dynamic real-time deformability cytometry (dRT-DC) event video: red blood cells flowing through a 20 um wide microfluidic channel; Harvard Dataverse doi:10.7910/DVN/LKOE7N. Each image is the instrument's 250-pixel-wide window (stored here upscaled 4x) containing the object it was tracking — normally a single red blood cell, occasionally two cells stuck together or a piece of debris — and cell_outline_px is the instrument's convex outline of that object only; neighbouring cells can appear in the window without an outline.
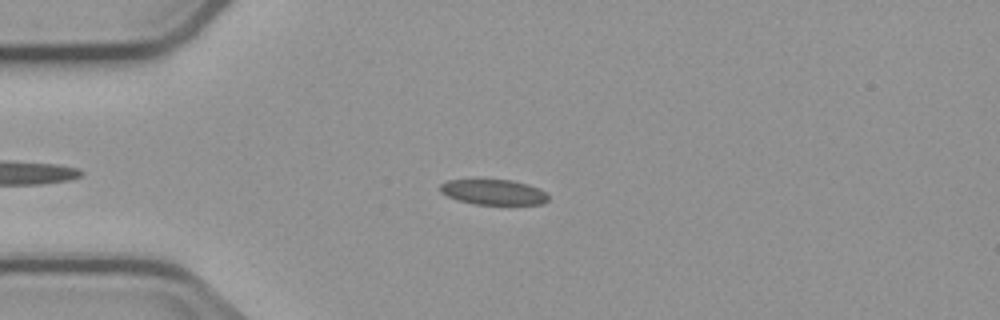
{"species": "common noctule bat (a hibernating species)", "species_latin": "Nyctalus noctula", "temperature_condition": "cold", "stored_images_in_passage": 3, "camera_frame_rate_fps": 3000, "um_per_image_px": 0.085, "animal": {"sex": "male", "body_mass_g": 23.1, "forearm_length_mm": 52.7}, "frame": {"image": 1, "passage_image": 3, "time_ms": 3.0, "image_size_px": [1000, 320], "cell_outline_px": [[548, 200], [544, 204], [476, 204], [456, 200], [440, 192], [440, 184], [448, 180], [512, 180], [528, 184], [540, 188], [548, 192]], "centroid_in_image_um": [41.98, 16.33], "position_along_channel_um": 43.0, "area_um2": 16.01}}